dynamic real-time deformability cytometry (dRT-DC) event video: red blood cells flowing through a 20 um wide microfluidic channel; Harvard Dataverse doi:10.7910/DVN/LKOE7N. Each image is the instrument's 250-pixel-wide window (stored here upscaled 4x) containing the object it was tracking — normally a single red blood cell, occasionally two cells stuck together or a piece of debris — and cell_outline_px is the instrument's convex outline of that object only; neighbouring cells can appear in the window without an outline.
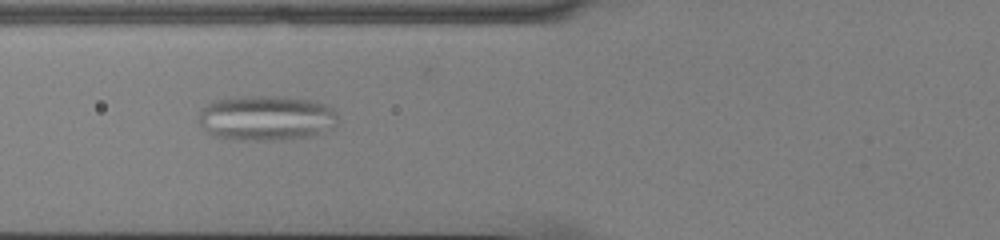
{"species": "common noctule bat (a hibernating species)", "species_latin": "Nyctalus noctula", "temperature_condition": "cold", "stored_images_in_passage": 37, "camera_frame_rate_fps": 3000, "um_per_image_px": 0.085, "animal": {"sex": "male", "body_mass_g": 13.0, "forearm_length_mm": 53.1}, "frame": {"image": 1, "passage_image": 4, "time_ms": 1.0, "image_size_px": [1000, 240], "cell_outline_px": [[336, 124], [312, 136], [292, 140], [240, 140], [212, 136], [196, 120], [200, 112], [212, 100], [240, 96], [280, 96], [316, 100], [332, 108], [336, 112]], "centroid_in_image_um": [22.61, 10.03], "position_along_channel_um": 103.2, "area_um2": 36.99}}
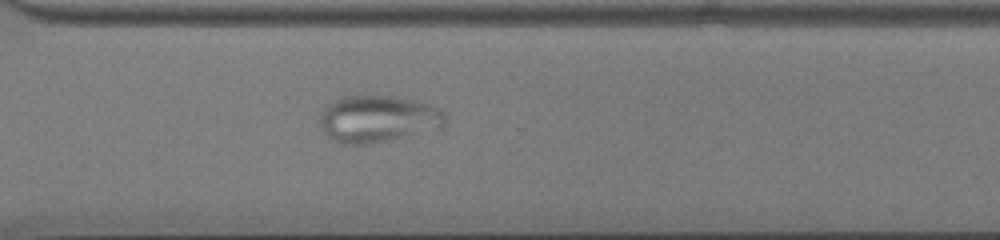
{"frame": {"image": 2, "passage_image": 23, "time_ms": 7.333, "image_size_px": [1000, 240], "cell_outline_px": [[444, 124], [440, 128], [364, 144], [340, 144], [332, 140], [324, 132], [320, 124], [320, 112], [324, 104], [332, 100], [344, 96], [392, 96], [412, 100], [428, 104], [440, 108], [444, 112]], "centroid_in_image_um": [32.04, 10.08], "position_along_channel_um": 338.6, "area_um2": 33.93}}
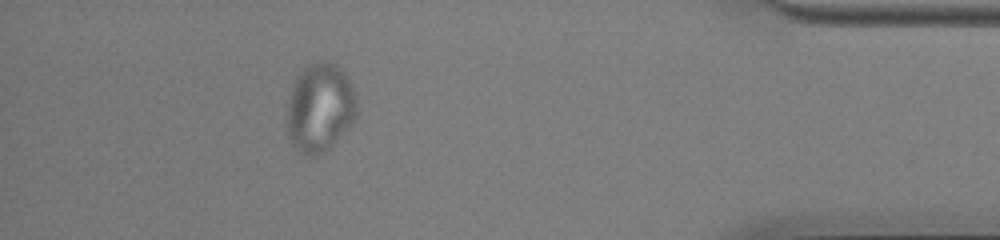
{"frame": {"image": 3, "passage_image": 32, "time_ms": 10.333, "image_size_px": [1000, 240], "cell_outline_px": [[356, 120], [324, 152], [316, 156], [308, 156], [300, 152], [292, 144], [288, 136], [288, 100], [296, 76], [308, 64], [320, 60], [328, 60], [336, 64], [344, 72], [356, 96]], "centroid_in_image_um": [27.2, 9.14], "position_along_channel_um": 408.0, "area_um2": 36.07}}